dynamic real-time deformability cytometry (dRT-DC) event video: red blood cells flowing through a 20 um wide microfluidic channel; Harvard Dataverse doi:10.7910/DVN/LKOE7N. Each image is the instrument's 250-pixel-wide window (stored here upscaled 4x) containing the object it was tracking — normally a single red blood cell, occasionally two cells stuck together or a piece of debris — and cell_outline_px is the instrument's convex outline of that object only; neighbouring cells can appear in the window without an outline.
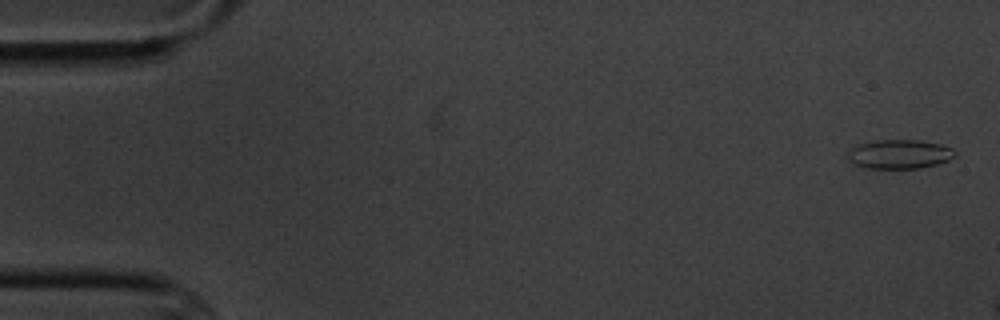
{"species": "common noctule bat (a hibernating species)", "species_latin": "Nyctalus noctula", "temperature_condition": "cold", "stored_images_in_passage": 3, "segment_of_instrument_passage": [1, 2], "camera_frame_rate_fps": 3000, "um_per_image_px": 0.085, "animal": {"sex": "male", "body_mass_g": 20.1, "forearm_length_mm": 53.5}, "frame": {"image": 1, "passage_image": 1, "time_ms": 0.0, "image_size_px": [1000, 320], "cell_outline_px": [[956, 156], [948, 160], [936, 164], [920, 168], [864, 168], [852, 164], [848, 160], [844, 152], [860, 144], [872, 140], [920, 140], [940, 144], [952, 148], [956, 152]], "centroid_in_image_um": [76.4, 13.1], "position_along_channel_um": 8.6, "area_um2": 18.44}}